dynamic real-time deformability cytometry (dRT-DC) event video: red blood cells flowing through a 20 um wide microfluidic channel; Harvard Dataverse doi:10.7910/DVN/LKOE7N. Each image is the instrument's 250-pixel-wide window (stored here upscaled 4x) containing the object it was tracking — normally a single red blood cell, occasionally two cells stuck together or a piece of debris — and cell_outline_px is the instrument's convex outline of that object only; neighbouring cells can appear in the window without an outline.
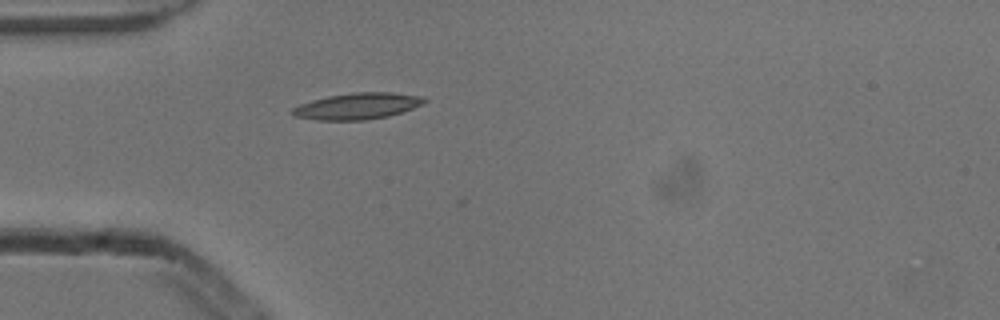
{"species": "common noctule bat (a hibernating species)", "species_latin": "Nyctalus noctula", "temperature_condition": "cold", "stored_images_in_passage": 4, "camera_frame_rate_fps": 3000, "um_per_image_px": 0.085, "animal": {"sex": "male", "body_mass_g": 13.3}, "frame": {"image": 1, "passage_image": 4, "time_ms": 1.0, "image_size_px": [1000, 320], "cell_outline_px": [[428, 100], [424, 104], [388, 116], [364, 120], [316, 120], [292, 116], [292, 108], [300, 104], [312, 100], [328, 96], [352, 92], [392, 92], [420, 96]], "centroid_in_image_um": [30.36, 9.01], "position_along_channel_um": 54.6, "area_um2": 20.23}}